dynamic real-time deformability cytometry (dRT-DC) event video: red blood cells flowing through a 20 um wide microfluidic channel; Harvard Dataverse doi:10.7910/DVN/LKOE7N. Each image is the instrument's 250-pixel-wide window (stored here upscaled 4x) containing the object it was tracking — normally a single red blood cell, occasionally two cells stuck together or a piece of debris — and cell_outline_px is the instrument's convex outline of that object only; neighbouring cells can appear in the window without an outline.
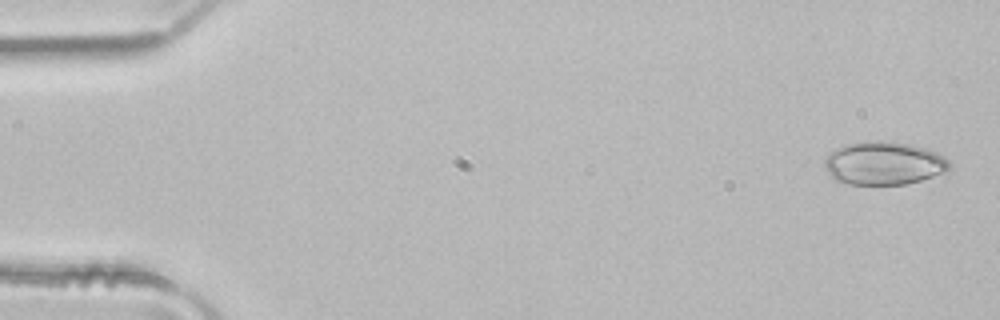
{"species": "common noctule bat (a hibernating species)", "species_latin": "Nyctalus noctula", "temperature_condition": "room temperature", "stored_images_in_passage": 2, "camera_frame_rate_fps": 3000, "um_per_image_px": 0.085, "animal": {"sex": "male", "body_mass_g": 21.5, "forearm_length_mm": 52.0}, "frame": {"image": 1, "passage_image": 2, "time_ms": 0.333, "image_size_px": [1000, 320], "cell_outline_px": [[952, 168], [944, 172], [908, 184], [848, 184], [836, 180], [828, 172], [824, 164], [824, 156], [836, 148], [844, 144], [872, 140], [880, 140], [912, 144], [936, 152], [944, 156], [948, 160]], "centroid_in_image_um": [75.11, 13.86], "position_along_channel_um": 9.9, "area_um2": 31.56}}